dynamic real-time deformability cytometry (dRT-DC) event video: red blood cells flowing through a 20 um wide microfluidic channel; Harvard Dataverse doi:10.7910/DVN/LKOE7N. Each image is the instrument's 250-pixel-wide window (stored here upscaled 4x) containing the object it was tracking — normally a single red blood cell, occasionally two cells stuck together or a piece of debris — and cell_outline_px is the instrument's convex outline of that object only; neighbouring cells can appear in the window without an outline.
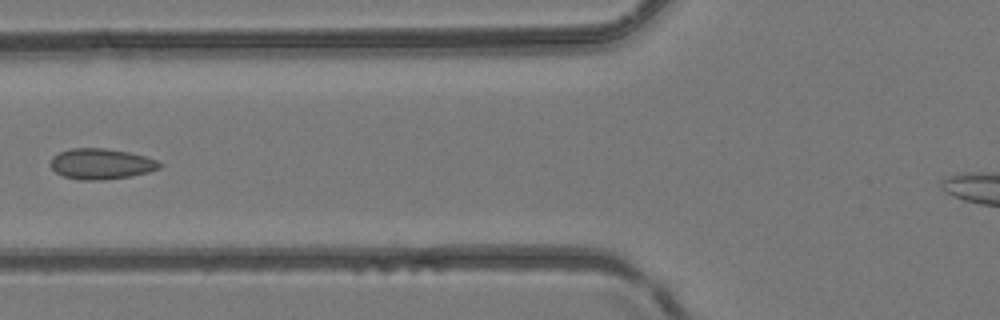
{"species": "common noctule bat (a hibernating species)", "species_latin": "Nyctalus noctula", "temperature_condition": "room temperature", "stored_images_in_passage": 4, "camera_frame_rate_fps": 3000, "um_per_image_px": 0.085, "animal": {"sex": "female", "body_mass_g": 24.6, "forearm_length_mm": 56.2}, "frame": {"image": 1, "passage_image": 4, "time_ms": 1.0, "image_size_px": [1000, 320], "cell_outline_px": [[164, 164], [160, 168], [148, 172], [128, 176], [100, 180], [80, 180], [64, 176], [56, 172], [52, 168], [52, 156], [60, 152], [72, 148], [104, 148], [128, 152], [144, 156], [156, 160]], "centroid_in_image_um": [8.61, 13.92], "position_along_channel_um": 117.2, "area_um2": 19.25}}